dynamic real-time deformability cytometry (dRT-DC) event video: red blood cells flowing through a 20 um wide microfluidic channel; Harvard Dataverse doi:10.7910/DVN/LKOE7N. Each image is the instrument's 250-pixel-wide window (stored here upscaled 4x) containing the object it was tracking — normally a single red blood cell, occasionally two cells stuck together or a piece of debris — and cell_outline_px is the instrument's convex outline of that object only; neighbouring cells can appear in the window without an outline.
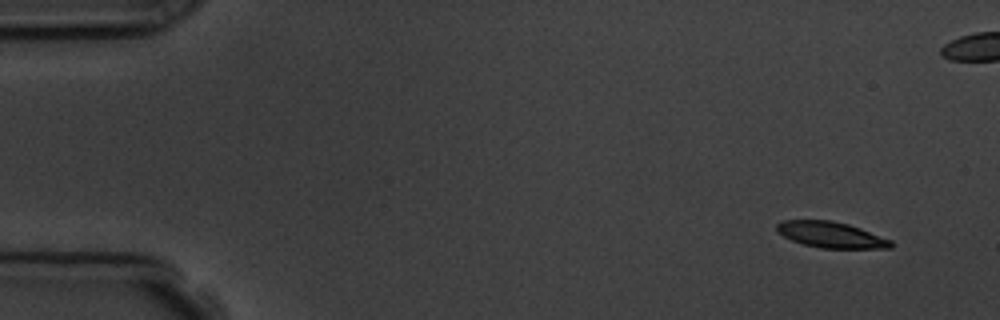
{"species": "common noctule bat (a hibernating species)", "species_latin": "Nyctalus noctula", "temperature_condition": "room temperature", "stored_images_in_passage": 6, "camera_frame_rate_fps": 3000, "um_per_image_px": 0.085, "animal": {"sex": "male", "body_mass_g": 19.5, "forearm_length_mm": 54.6}, "frame": {"image": 1, "passage_image": 1, "time_ms": 0.0, "image_size_px": [1000, 320], "cell_outline_px": [[892, 248], [820, 248], [804, 244], [792, 240], [784, 236], [776, 228], [776, 224], [780, 220], [832, 220], [848, 224], [860, 228], [892, 240]], "centroid_in_image_um": [70.64, 19.95], "position_along_channel_um": 14.4, "area_um2": 17.17}}